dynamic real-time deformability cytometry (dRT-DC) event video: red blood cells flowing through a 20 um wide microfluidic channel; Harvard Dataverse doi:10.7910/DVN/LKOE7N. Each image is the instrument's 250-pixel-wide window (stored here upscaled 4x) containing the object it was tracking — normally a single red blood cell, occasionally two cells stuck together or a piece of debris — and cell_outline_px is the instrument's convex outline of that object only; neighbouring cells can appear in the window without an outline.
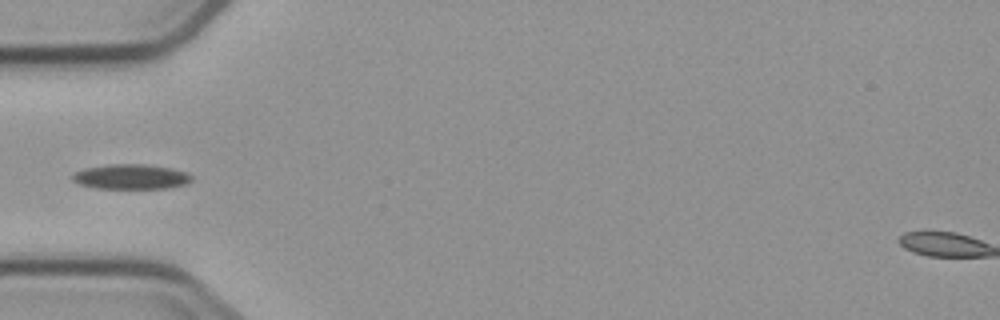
{"species": "common noctule bat (a hibernating species)", "species_latin": "Nyctalus noctula", "temperature_condition": "cold", "stored_images_in_passage": 4, "camera_frame_rate_fps": 3000, "um_per_image_px": 0.085, "animal": {"sex": "male", "body_mass_g": 23.1, "forearm_length_mm": 52.7}, "frame": {"image": 1, "passage_image": 4, "time_ms": 4.0, "image_size_px": [1000, 320], "cell_outline_px": [[192, 180], [188, 184], [168, 188], [96, 188], [80, 184], [72, 180], [72, 172], [84, 168], [108, 164], [144, 164], [168, 168], [188, 172], [192, 176]], "centroid_in_image_um": [11.13, 15.02], "position_along_channel_um": 73.9, "area_um2": 17.4}}